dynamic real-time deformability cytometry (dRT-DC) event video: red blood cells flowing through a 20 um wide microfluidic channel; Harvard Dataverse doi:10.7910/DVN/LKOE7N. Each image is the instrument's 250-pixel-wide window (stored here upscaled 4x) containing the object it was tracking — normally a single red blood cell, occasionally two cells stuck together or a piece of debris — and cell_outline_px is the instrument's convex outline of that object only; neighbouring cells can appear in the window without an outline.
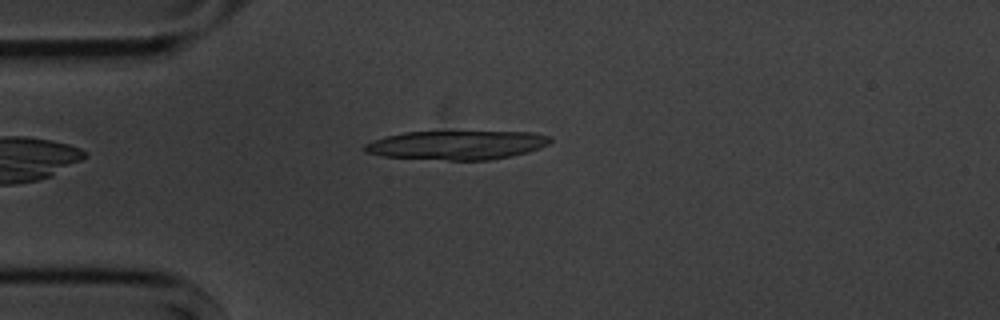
{"species": "common noctule bat (a hibernating species)", "species_latin": "Nyctalus noctula", "temperature_condition": "cold", "stored_images_in_passage": 42, "camera_frame_rate_fps": 3000, "um_per_image_px": 0.085, "animal": {"sex": "male", "body_mass_g": 20.1, "forearm_length_mm": 53.5}, "frame": {"image": 1, "passage_image": 1, "time_ms": 0.0, "image_size_px": [1000, 320], "cell_outline_px": [[552, 140], [548, 144], [540, 148], [528, 152], [512, 156], [488, 160], [448, 160], [384, 156], [364, 152], [360, 148], [364, 144], [388, 136], [404, 132], [532, 132], [552, 136]], "centroid_in_image_um": [38.86, 12.33], "position_along_channel_um": 46.1, "area_um2": 31.21}}